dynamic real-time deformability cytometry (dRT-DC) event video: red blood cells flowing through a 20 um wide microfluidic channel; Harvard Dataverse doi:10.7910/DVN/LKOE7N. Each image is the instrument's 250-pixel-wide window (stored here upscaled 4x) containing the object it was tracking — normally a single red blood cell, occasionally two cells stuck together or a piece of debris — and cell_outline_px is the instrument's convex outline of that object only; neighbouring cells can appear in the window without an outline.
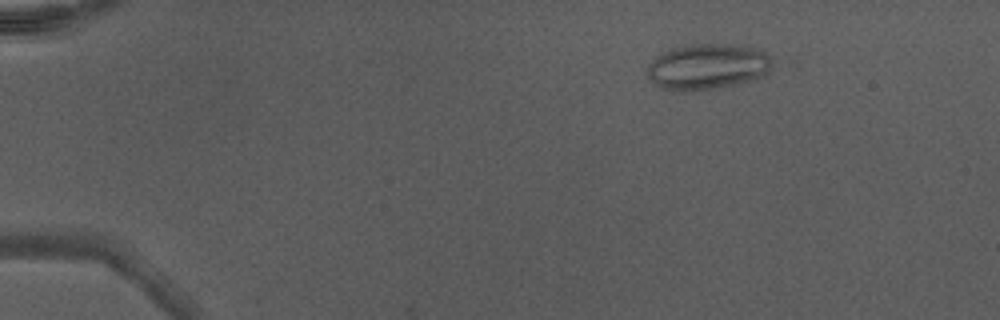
{"species": "Egyptian fruit bat (a non-hibernating species)", "species_latin": "Rousettus aegyptiacus", "temperature_condition": "warm", "stored_images_in_passage": 4, "camera_frame_rate_fps": 3000, "um_per_image_px": 0.085, "animal": {"sex": "male"}, "frame": {"image": 1, "passage_image": 1, "time_ms": 0.0, "image_size_px": [1000, 320], "cell_outline_px": [[772, 64], [768, 72], [764, 76], [732, 84], [712, 88], [684, 92], [668, 92], [660, 88], [648, 76], [648, 64], [656, 56], [668, 48], [696, 44], [724, 44], [756, 48], [764, 52], [772, 60]], "centroid_in_image_um": [60.07, 5.67], "position_along_channel_um": 24.9, "area_um2": 33.23}}